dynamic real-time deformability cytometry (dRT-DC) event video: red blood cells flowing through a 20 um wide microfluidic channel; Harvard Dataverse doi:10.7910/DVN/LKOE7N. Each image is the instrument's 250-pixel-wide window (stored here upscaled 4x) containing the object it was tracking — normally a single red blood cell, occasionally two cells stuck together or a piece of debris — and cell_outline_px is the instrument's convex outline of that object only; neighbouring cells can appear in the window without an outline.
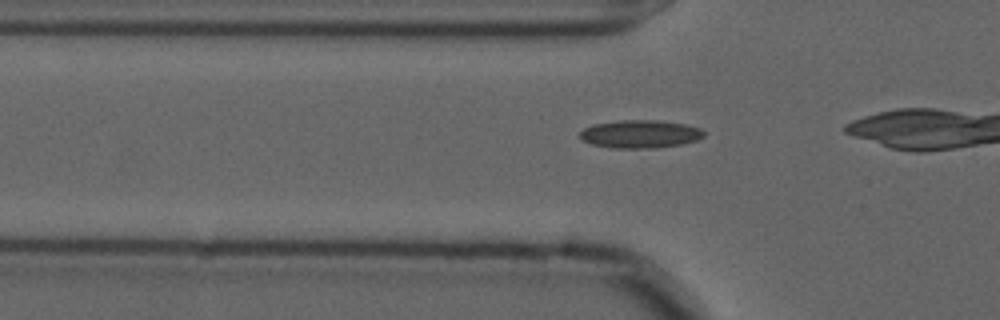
{"species": "common noctule bat (a hibernating species)", "species_latin": "Nyctalus noctula", "temperature_condition": "cold", "stored_images_in_passage": 16, "camera_frame_rate_fps": 3000, "um_per_image_px": 0.085, "animal": {"sex": "male", "forearm_length_mm": 52.5}, "frame": {"image": 1, "passage_image": 10, "time_ms": 3.0, "image_size_px": [1000, 320], "cell_outline_px": [[704, 136], [696, 140], [680, 144], [656, 148], [612, 148], [592, 144], [584, 140], [580, 136], [580, 132], [584, 128], [592, 124], [620, 120], [656, 120], [688, 124], [700, 128], [704, 132]], "centroid_in_image_um": [54.42, 11.38], "position_along_channel_um": 71.4, "area_um2": 20.23}}
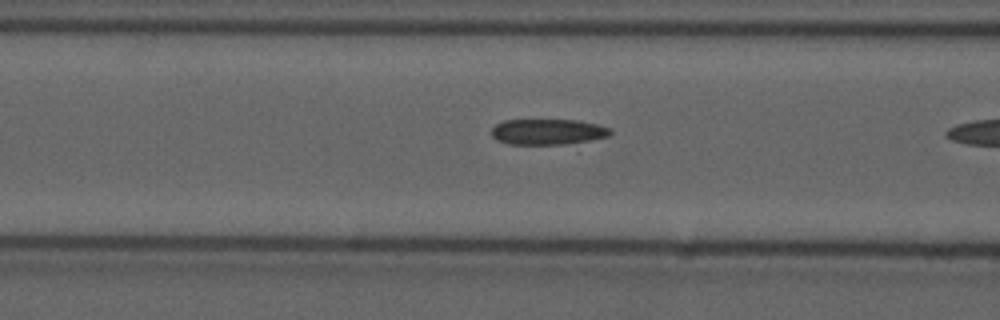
{"frame": {"image": 2, "passage_image": 14, "time_ms": 4.333, "image_size_px": [1000, 320], "cell_outline_px": [[612, 132], [608, 136], [592, 140], [564, 144], [508, 144], [496, 140], [492, 136], [492, 128], [496, 124], [504, 120], [576, 120], [596, 124], [612, 128]], "centroid_in_image_um": [46.56, 11.2], "position_along_channel_um": 120.0, "area_um2": 17.8}}